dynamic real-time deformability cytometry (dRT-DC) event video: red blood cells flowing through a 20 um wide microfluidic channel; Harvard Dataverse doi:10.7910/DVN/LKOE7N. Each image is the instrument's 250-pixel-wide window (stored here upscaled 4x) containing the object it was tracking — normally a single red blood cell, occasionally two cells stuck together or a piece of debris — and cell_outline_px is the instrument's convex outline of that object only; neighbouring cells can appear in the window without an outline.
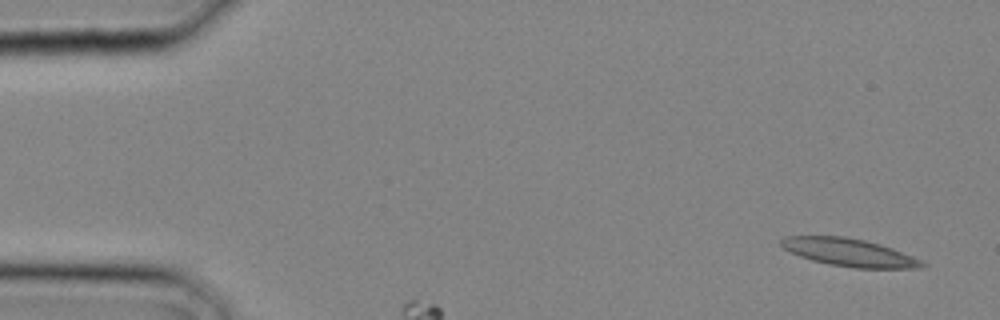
{"species": "common noctule bat (a hibernating species)", "species_latin": "Nyctalus noctula", "temperature_condition": "cold", "stored_images_in_passage": 26, "camera_frame_rate_fps": 3000, "um_per_image_px": 0.085, "animal": {"sex": "male", "body_mass_g": 20.4}, "frame": {"image": 1, "passage_image": 1, "time_ms": 0.0, "image_size_px": [1000, 320], "cell_outline_px": [[928, 264], [920, 268], [856, 268], [828, 264], [812, 260], [800, 256], [784, 248], [780, 244], [780, 240], [784, 236], [844, 236], [864, 240], [880, 244], [892, 248], [912, 256]], "centroid_in_image_um": [72.18, 21.45], "position_along_channel_um": 12.8, "area_um2": 22.66}}